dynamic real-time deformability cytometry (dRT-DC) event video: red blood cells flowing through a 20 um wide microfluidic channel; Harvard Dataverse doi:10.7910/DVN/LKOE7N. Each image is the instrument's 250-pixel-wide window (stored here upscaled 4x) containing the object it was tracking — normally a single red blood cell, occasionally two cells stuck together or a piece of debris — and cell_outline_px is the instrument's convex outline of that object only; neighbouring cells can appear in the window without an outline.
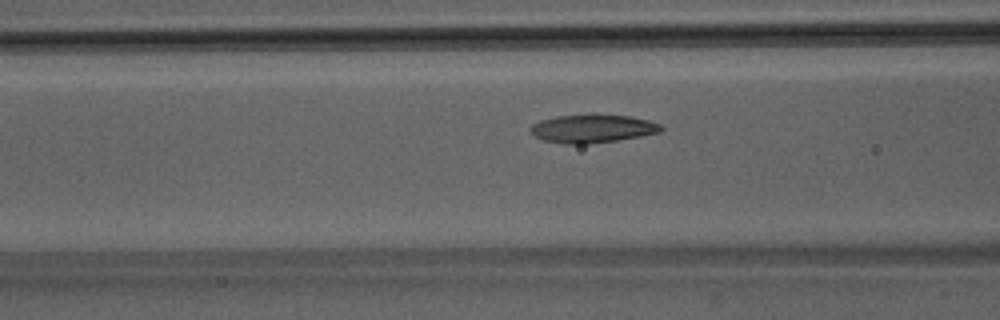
{"species": "Egyptian fruit bat (a non-hibernating species)", "species_latin": "Rousettus aegyptiacus", "temperature_condition": "room temperature", "stored_images_in_passage": 46, "camera_frame_rate_fps": 3000, "um_per_image_px": 0.085, "animal": {"sex": "male"}, "frame": {"image": 1, "passage_image": 16, "time_ms": 5.0, "image_size_px": [1000, 320], "cell_outline_px": [[664, 128], [660, 132], [640, 136], [616, 140], [588, 144], [564, 144], [544, 140], [536, 136], [528, 128], [532, 124], [540, 120], [556, 116], [628, 116], [648, 120], [660, 124]], "centroid_in_image_um": [50.34, 10.95], "position_along_channel_um": 116.3, "area_um2": 20.92}}
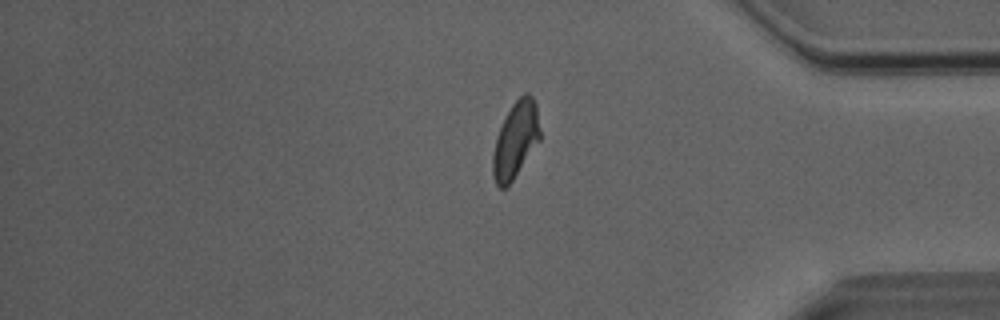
{"frame": {"image": 2, "passage_image": 38, "time_ms": 12.333, "image_size_px": [1000, 320], "cell_outline_px": [[540, 140], [512, 180], [504, 188], [500, 188], [496, 184], [492, 176], [492, 156], [496, 136], [512, 104], [524, 92], [528, 92], [532, 96], [536, 104], [540, 128]], "centroid_in_image_um": [43.82, 11.88], "position_along_channel_um": 391.4, "area_um2": 20.81}}
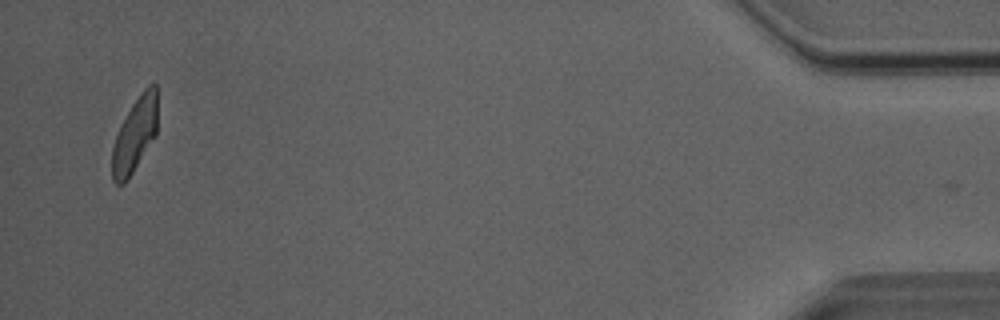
{"frame": {"image": 3, "passage_image": 45, "time_ms": 14.667, "image_size_px": [1000, 320], "cell_outline_px": [[156, 136], [124, 184], [116, 184], [112, 180], [112, 148], [120, 124], [132, 104], [144, 88], [148, 84], [156, 84]], "centroid_in_image_um": [11.44, 11.46], "position_along_channel_um": 423.8, "area_um2": 19.48}, "authors_computed_cell_mechanics": {"area_um2": 20.8658, "velocity_mm_per_s": 4.0446, "shape_relaxation_time_tau1_ms": 4.3745, "shape_relaxation_time_tau2_ms": 1.6777, "deformation_change_tau1": 0.1561, "deformation_change_tau2": 0.0875}}